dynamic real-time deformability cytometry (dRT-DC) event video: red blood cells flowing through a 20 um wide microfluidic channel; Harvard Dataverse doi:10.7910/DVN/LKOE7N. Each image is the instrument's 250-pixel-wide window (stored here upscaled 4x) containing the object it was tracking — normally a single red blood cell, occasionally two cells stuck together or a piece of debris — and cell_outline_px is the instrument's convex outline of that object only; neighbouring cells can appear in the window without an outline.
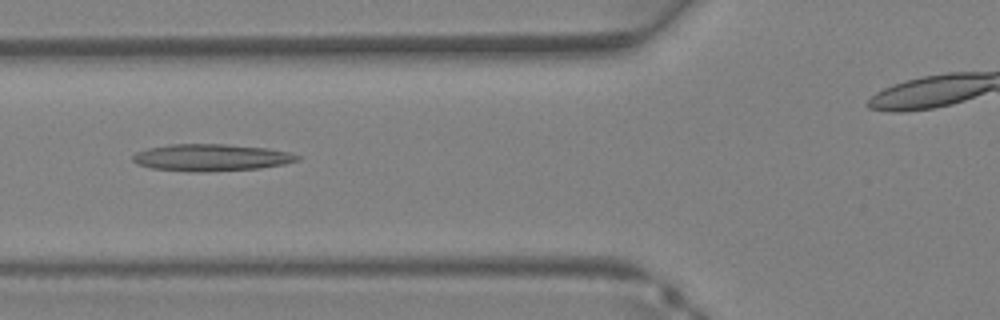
{"species": "Egyptian fruit bat (a non-hibernating species)", "species_latin": "Rousettus aegyptiacus", "temperature_condition": "warm", "stored_images_in_passage": 25, "camera_frame_rate_fps": 3000, "um_per_image_px": 0.085, "animal": {"sex": "female"}, "frame": {"image": 1, "passage_image": 6, "time_ms": 1.667, "image_size_px": [1000, 320], "cell_outline_px": [[300, 160], [284, 164], [260, 168], [196, 172], [192, 172], [152, 168], [136, 164], [132, 160], [132, 156], [136, 152], [148, 148], [168, 144], [228, 144], [268, 148], [288, 152], [300, 156]], "centroid_in_image_um": [17.93, 13.38], "position_along_channel_um": 107.9, "area_um2": 25.89}}
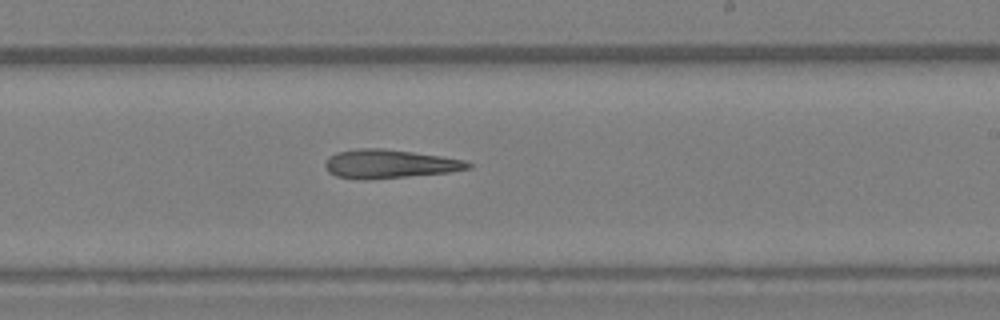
{"frame": {"image": 2, "passage_image": 14, "time_ms": 4.333, "image_size_px": [1000, 320], "cell_outline_px": [[472, 168], [448, 172], [408, 176], [364, 180], [336, 176], [328, 172], [324, 168], [324, 160], [328, 156], [336, 152], [360, 148], [384, 148], [440, 156], [464, 160], [472, 164]], "centroid_in_image_um": [33.04, 13.93], "position_along_channel_um": 256.0, "area_um2": 23.93}}
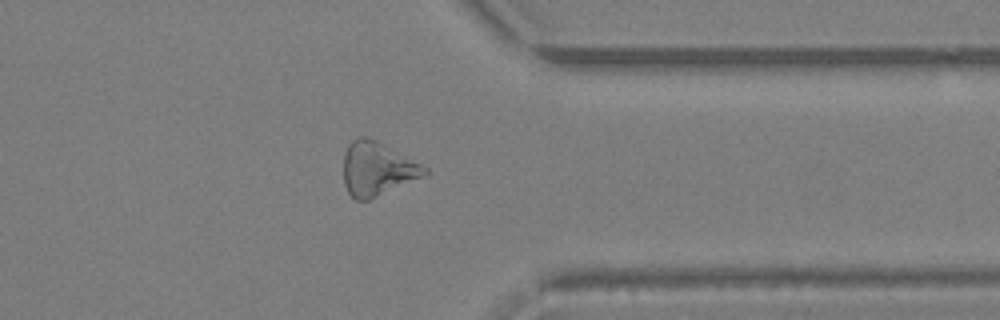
{"frame": {"image": 3, "passage_image": 21, "time_ms": 6.667, "image_size_px": [1000, 320], "cell_outline_px": [[428, 172], [420, 176], [368, 200], [356, 200], [348, 192], [344, 184], [344, 152], [348, 144], [352, 140], [360, 136], [364, 136], [376, 140], [384, 144], [428, 168]], "centroid_in_image_um": [31.99, 14.32], "position_along_channel_um": 379.4, "area_um2": 24.74}}